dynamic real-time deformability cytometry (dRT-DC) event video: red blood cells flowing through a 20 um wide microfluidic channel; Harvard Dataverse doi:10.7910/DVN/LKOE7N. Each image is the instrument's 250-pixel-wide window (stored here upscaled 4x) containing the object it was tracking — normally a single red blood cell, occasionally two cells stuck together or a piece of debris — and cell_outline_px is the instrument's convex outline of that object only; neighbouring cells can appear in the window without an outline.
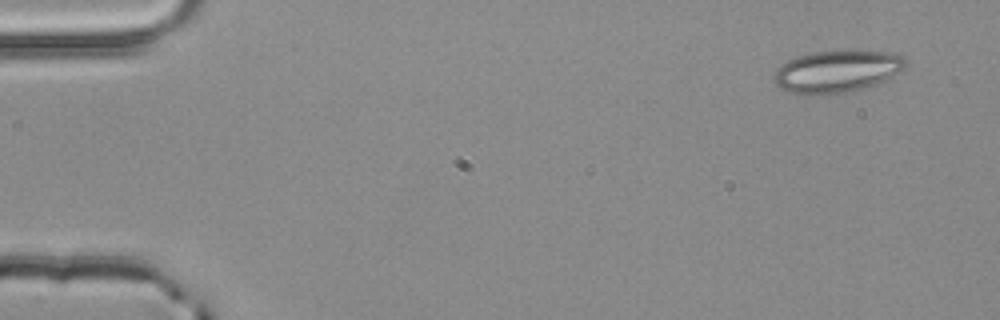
{"species": "common noctule bat (a hibernating species)", "species_latin": "Nyctalus noctula", "temperature_condition": "room temperature", "stored_images_in_passage": 3, "camera_frame_rate_fps": 3000, "um_per_image_px": 0.085, "animal": {"sex": "male", "body_mass_g": 20.4}, "frame": {"image": 1, "passage_image": 1, "time_ms": 0.0, "image_size_px": [1000, 320], "cell_outline_px": [[908, 64], [892, 80], [864, 88], [848, 92], [788, 92], [780, 88], [776, 84], [772, 76], [776, 68], [788, 60], [796, 56], [812, 52], [844, 48], [900, 52], [908, 60]], "centroid_in_image_um": [71.28, 5.98], "position_along_channel_um": 13.7, "area_um2": 33.35}}